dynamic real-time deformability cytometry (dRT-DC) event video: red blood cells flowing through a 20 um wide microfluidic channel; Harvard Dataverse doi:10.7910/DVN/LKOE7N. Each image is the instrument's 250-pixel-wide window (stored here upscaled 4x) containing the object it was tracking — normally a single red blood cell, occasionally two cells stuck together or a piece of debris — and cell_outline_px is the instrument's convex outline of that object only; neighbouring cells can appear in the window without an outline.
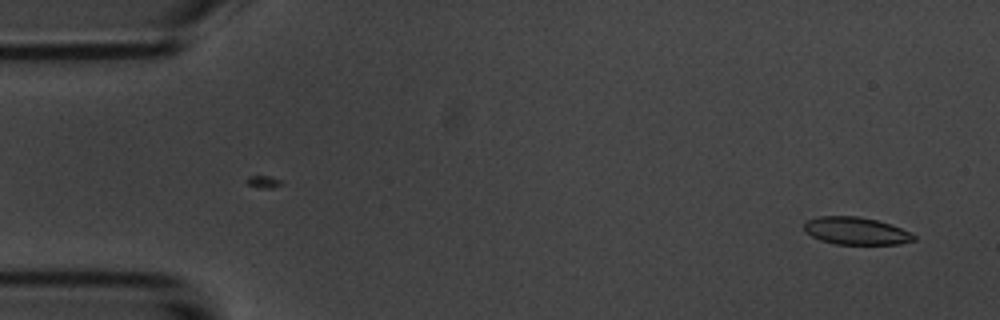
{"species": "common noctule bat (a hibernating species)", "species_latin": "Nyctalus noctula", "temperature_condition": "room temperature", "stored_images_in_passage": 3, "camera_frame_rate_fps": 3000, "um_per_image_px": 0.085, "animal": {"sex": "male", "body_mass_g": 20.1, "forearm_length_mm": 53.5}, "frame": {"image": 1, "passage_image": 3, "time_ms": 2.333, "image_size_px": [1000, 320], "cell_outline_px": [[916, 240], [900, 244], [836, 244], [820, 240], [804, 232], [804, 224], [808, 220], [820, 216], [856, 216], [876, 220], [892, 224], [916, 236]], "centroid_in_image_um": [72.75, 19.63], "position_along_channel_um": 12.2, "area_um2": 17.51}}